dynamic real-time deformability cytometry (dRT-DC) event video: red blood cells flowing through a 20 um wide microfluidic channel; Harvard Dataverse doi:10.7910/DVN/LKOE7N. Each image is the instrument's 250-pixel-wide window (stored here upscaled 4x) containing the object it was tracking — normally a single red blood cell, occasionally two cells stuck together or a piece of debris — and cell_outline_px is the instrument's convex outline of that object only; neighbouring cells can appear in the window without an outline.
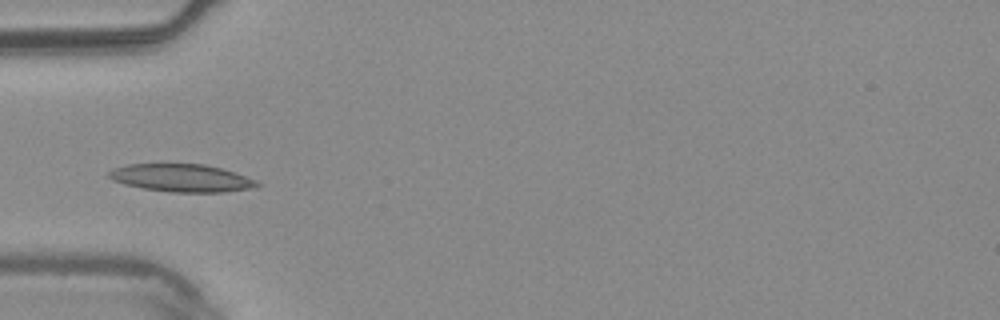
{"species": "common noctule bat (a hibernating species)", "species_latin": "Nyctalus noctula", "temperature_condition": "warm", "stored_images_in_passage": 6, "camera_frame_rate_fps": 3000, "um_per_image_px": 0.085, "animal": {"sex": "male", "body_mass_g": 20.4}, "frame": {"image": 1, "passage_image": 6, "time_ms": 1.667, "image_size_px": [1000, 320], "cell_outline_px": [[264, 184], [256, 188], [224, 192], [168, 192], [144, 188], [124, 184], [112, 180], [108, 176], [108, 172], [112, 168], [128, 164], [204, 164], [236, 172], [256, 180]], "centroid_in_image_um": [15.47, 15.13], "position_along_channel_um": 69.5, "area_um2": 24.16}}